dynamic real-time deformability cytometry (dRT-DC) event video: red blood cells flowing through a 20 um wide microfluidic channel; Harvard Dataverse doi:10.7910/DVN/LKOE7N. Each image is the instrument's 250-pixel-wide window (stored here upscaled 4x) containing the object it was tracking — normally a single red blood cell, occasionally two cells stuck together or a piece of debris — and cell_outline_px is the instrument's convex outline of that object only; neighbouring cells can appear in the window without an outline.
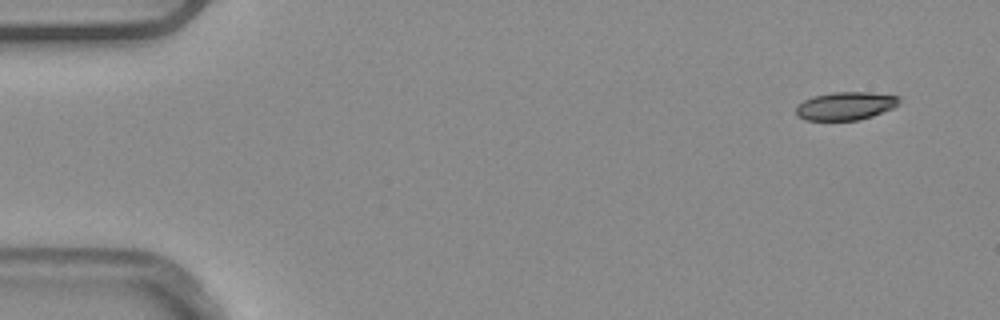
{"species": "common noctule bat (a hibernating species)", "species_latin": "Nyctalus noctula", "temperature_condition": "warm", "stored_images_in_passage": 5, "camera_frame_rate_fps": 3000, "um_per_image_px": 0.085, "animal": {"sex": "male", "body_mass_g": 20.4}, "frame": {"image": 1, "passage_image": 1, "time_ms": 0.0, "image_size_px": [1000, 320], "cell_outline_px": [[900, 104], [892, 108], [872, 116], [860, 120], [804, 120], [796, 116], [796, 108], [804, 100], [812, 96], [832, 92], [872, 92], [900, 96]], "centroid_in_image_um": [71.88, 9.0], "position_along_channel_um": 13.1, "area_um2": 17.05}}